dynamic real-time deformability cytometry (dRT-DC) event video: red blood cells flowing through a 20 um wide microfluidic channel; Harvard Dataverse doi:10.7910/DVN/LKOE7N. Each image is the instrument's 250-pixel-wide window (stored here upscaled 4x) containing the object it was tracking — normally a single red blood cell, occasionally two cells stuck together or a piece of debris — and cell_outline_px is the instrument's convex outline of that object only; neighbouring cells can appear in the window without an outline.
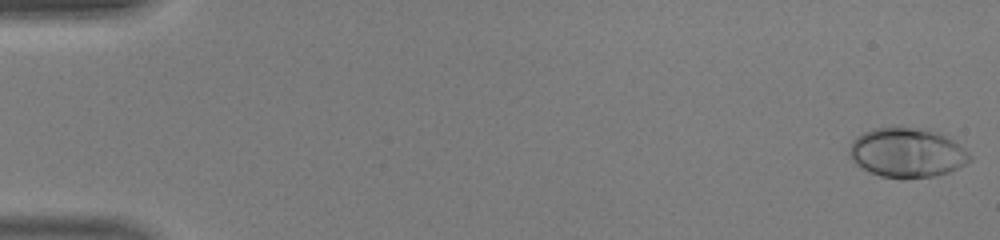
{"species": "human", "species_latin": "Homo sapiens", "temperature_condition": "warm", "stored_images_in_passage": 47, "camera_frame_rate_fps": 3000, "um_per_image_px": 0.085, "donor": {"sex": "male"}, "frame": {"image": 1, "passage_image": 1, "time_ms": 0.0, "image_size_px": [1000, 240], "cell_outline_px": [[972, 160], [948, 172], [936, 176], [880, 176], [856, 164], [852, 160], [848, 152], [852, 140], [856, 136], [872, 128], [928, 128], [952, 140], [964, 148], [972, 156]], "centroid_in_image_um": [77.09, 12.95], "position_along_channel_um": 7.9, "area_um2": 33.99}}
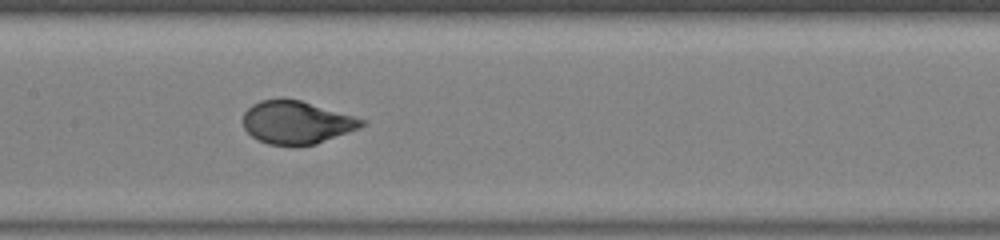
{"frame": {"image": 2, "passage_image": 24, "time_ms": 7.667, "image_size_px": [1000, 240], "cell_outline_px": [[368, 124], [360, 128], [316, 144], [268, 144], [252, 136], [244, 128], [244, 112], [252, 104], [260, 100], [280, 96], [300, 100], [368, 120]], "centroid_in_image_um": [25.23, 10.36], "position_along_channel_um": 182.2, "area_um2": 29.77}}
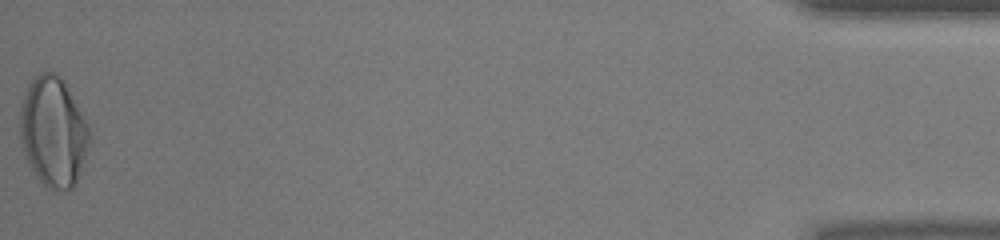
{"frame": {"image": 3, "passage_image": 47, "time_ms": 15.333, "image_size_px": [1000, 240], "cell_outline_px": [[92, 136], [76, 180], [72, 188], [48, 188], [36, 176], [28, 164], [24, 152], [20, 136], [20, 108], [28, 84], [40, 72], [52, 72], [60, 76], [64, 80], [88, 124]], "centroid_in_image_um": [4.52, 11.16], "position_along_channel_um": 430.7, "area_um2": 43.99}, "authors_computed_cell_mechanics": {"area_um2": 31.212, "velocity_mm_per_s": 4.4739, "shape_relaxation_time_tau1_ms": 3.1808, "shape_relaxation_time_tau2_ms": null, "deformation_change_tau1": 0.2073, "deformation_change_tau2": null}}